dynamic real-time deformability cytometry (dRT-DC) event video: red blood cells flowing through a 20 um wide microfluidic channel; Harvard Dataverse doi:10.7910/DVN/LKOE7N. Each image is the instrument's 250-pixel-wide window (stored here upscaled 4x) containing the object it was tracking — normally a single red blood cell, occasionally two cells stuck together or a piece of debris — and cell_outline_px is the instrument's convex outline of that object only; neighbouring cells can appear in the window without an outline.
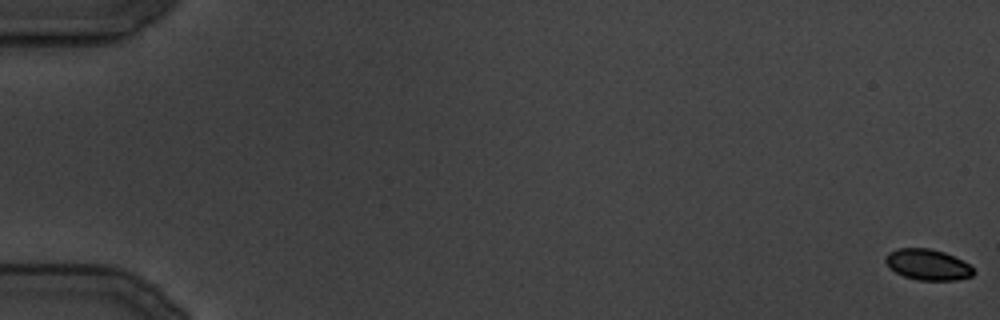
{"species": "common noctule bat (a hibernating species)", "species_latin": "Nyctalus noctula", "temperature_condition": "cold", "stored_images_in_passage": 7, "camera_frame_rate_fps": 3000, "um_per_image_px": 0.085, "animal": {"sex": "male", "body_mass_g": 19.5, "forearm_length_mm": 54.6}, "frame": {"image": 1, "passage_image": 1, "time_ms": 0.0, "image_size_px": [1000, 320], "cell_outline_px": [[976, 272], [972, 276], [956, 280], [916, 280], [904, 276], [888, 268], [884, 260], [884, 256], [888, 252], [896, 248], [928, 248], [944, 252], [968, 264]], "centroid_in_image_um": [78.8, 22.49], "position_along_channel_um": 6.2, "area_um2": 15.9}}